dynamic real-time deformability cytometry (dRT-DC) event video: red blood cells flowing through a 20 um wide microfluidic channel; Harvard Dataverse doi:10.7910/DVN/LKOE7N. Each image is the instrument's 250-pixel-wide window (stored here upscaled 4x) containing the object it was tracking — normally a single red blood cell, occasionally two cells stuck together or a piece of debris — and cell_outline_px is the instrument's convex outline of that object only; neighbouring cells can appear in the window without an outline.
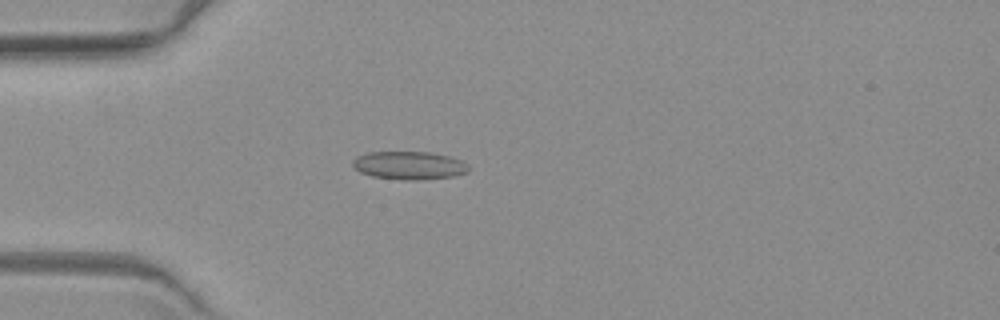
{"species": "common noctule bat (a hibernating species)", "species_latin": "Nyctalus noctula", "temperature_condition": "warm", "stored_images_in_passage": 5, "camera_frame_rate_fps": 3000, "um_per_image_px": 0.085, "animal": {"sex": "female", "body_mass_g": 19.3, "forearm_length_mm": 54.1}, "frame": {"image": 1, "passage_image": 5, "time_ms": 4.667, "image_size_px": [1000, 320], "cell_outline_px": [[468, 172], [452, 176], [416, 180], [404, 180], [372, 176], [360, 172], [352, 164], [352, 160], [356, 156], [368, 152], [432, 152], [452, 156], [468, 164]], "centroid_in_image_um": [34.78, 14.05], "position_along_channel_um": 50.2, "area_um2": 19.02}}